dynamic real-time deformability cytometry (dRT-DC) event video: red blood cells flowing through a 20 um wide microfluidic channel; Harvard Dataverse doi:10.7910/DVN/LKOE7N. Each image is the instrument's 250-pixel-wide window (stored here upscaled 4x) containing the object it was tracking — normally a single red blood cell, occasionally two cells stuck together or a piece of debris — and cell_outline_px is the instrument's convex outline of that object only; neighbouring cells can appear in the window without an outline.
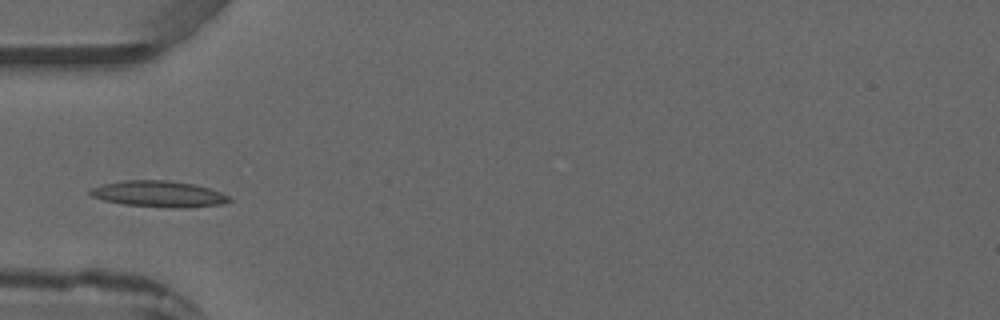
{"species": "common noctule bat (a hibernating species)", "species_latin": "Nyctalus noctula", "temperature_condition": "warm", "stored_images_in_passage": 1, "camera_frame_rate_fps": 3000, "um_per_image_px": 0.085, "animal": {"sex": "male", "forearm_length_mm": 52.5}, "frame": {"image": 1, "passage_image": 1, "time_ms": 0.0, "image_size_px": [1000, 320], "cell_outline_px": [[232, 200], [220, 204], [188, 208], [172, 208], [124, 204], [104, 200], [92, 196], [88, 192], [92, 188], [104, 184], [124, 180], [168, 180], [196, 184], [232, 196]], "centroid_in_image_um": [13.54, 16.48], "position_along_channel_um": 71.5, "area_um2": 21.21}}